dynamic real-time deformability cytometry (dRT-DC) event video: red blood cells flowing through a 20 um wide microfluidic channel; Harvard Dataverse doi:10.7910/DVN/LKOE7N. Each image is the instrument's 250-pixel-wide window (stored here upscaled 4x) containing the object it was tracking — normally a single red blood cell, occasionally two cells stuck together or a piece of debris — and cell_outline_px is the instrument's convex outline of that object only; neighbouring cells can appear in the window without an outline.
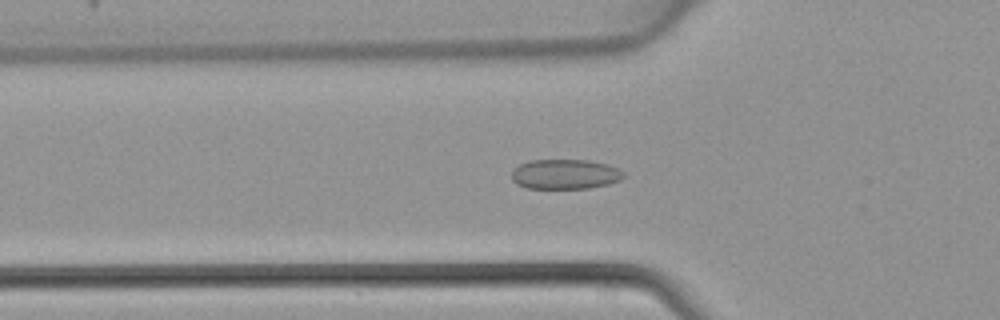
{"species": "common noctule bat (a hibernating species)", "species_latin": "Nyctalus noctula", "temperature_condition": "warm", "stored_images_in_passage": 46, "camera_frame_rate_fps": 3000, "um_per_image_px": 0.085, "animal": {"sex": "female", "body_mass_g": 22.7, "forearm_length_mm": 54.2}, "frame": {"image": 1, "passage_image": 16, "time_ms": 5.0, "image_size_px": [1000, 320], "cell_outline_px": [[624, 176], [620, 180], [608, 184], [588, 188], [528, 188], [516, 184], [512, 180], [512, 172], [520, 164], [528, 160], [588, 160], [608, 164], [620, 168], [624, 172]], "centroid_in_image_um": [48.05, 14.8], "position_along_channel_um": 77.7, "area_um2": 19.54}}
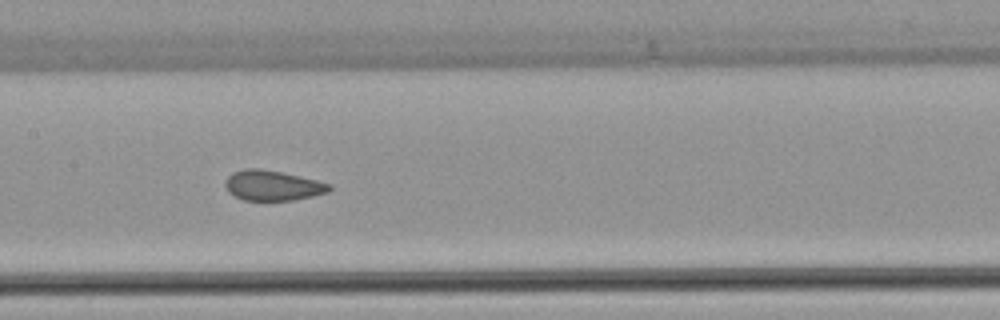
{"frame": {"image": 2, "passage_image": 23, "time_ms": 7.333, "image_size_px": [1000, 320], "cell_outline_px": [[332, 188], [328, 192], [312, 196], [292, 200], [244, 200], [228, 192], [224, 184], [228, 176], [232, 172], [244, 168], [260, 168], [280, 172], [316, 180], [332, 184]], "centroid_in_image_um": [23.15, 15.76], "position_along_channel_um": 184.2, "area_um2": 18.21}}
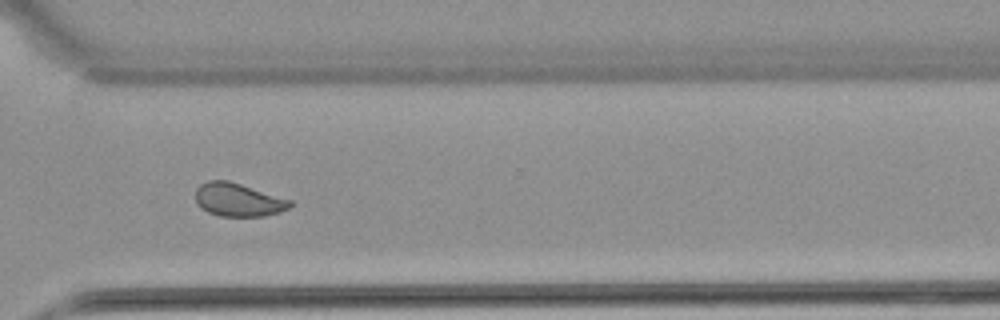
{"frame": {"image": 3, "passage_image": 34, "time_ms": 11.0, "image_size_px": [1000, 320], "cell_outline_px": [[292, 204], [288, 208], [280, 212], [264, 216], [220, 216], [208, 212], [200, 208], [196, 200], [196, 188], [200, 184], [208, 180], [228, 180], [292, 200]], "centroid_in_image_um": [20.23, 16.98], "position_along_channel_um": 350.4, "area_um2": 18.32}}